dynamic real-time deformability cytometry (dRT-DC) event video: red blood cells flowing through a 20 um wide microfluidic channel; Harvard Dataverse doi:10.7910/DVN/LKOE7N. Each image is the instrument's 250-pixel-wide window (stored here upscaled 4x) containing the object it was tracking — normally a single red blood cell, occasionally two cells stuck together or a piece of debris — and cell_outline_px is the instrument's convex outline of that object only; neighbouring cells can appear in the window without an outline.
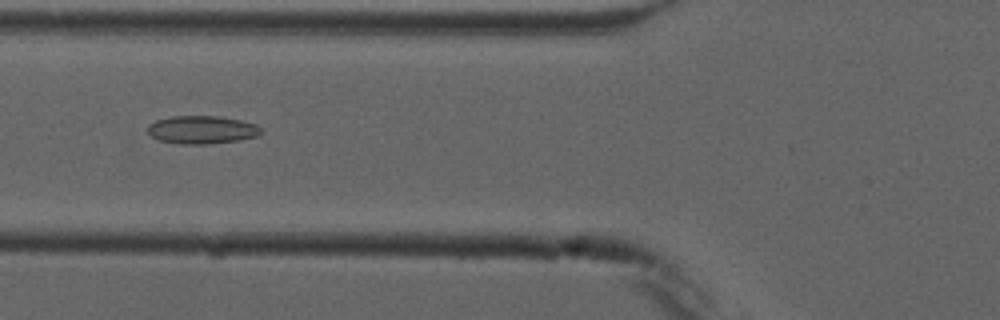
{"species": "common noctule bat (a hibernating species)", "species_latin": "Nyctalus noctula", "temperature_condition": "cold", "stored_images_in_passage": 6, "camera_frame_rate_fps": 3000, "um_per_image_px": 0.085, "animal": {"sex": "male", "forearm_length_mm": 52.5}, "frame": {"image": 1, "passage_image": 3, "time_ms": 2.333, "image_size_px": [1000, 320], "cell_outline_px": [[260, 132], [256, 136], [240, 140], [208, 144], [180, 144], [160, 140], [152, 136], [148, 132], [148, 124], [156, 120], [172, 116], [220, 116], [240, 120], [256, 124], [260, 128]], "centroid_in_image_um": [17.14, 11.02], "position_along_channel_um": 108.7, "area_um2": 18.44}}
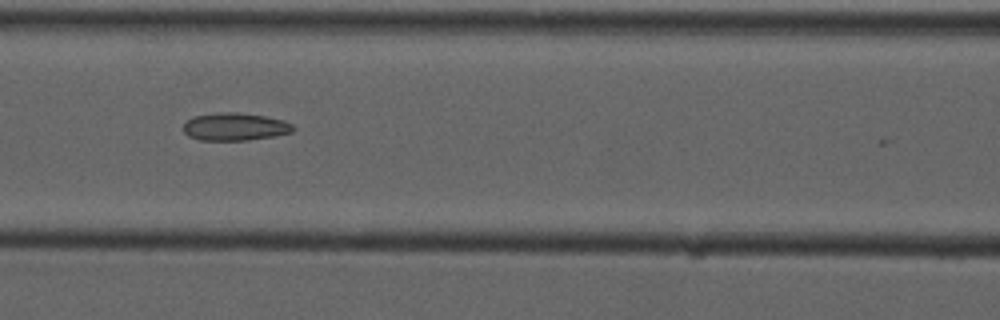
{"frame": {"image": 2, "passage_image": 4, "time_ms": 3.333, "image_size_px": [1000, 320], "cell_outline_px": [[296, 128], [292, 132], [272, 136], [248, 140], [200, 140], [188, 136], [184, 132], [184, 124], [188, 120], [196, 116], [216, 112], [236, 112], [264, 116], [280, 120], [292, 124]], "centroid_in_image_um": [19.96, 10.77], "position_along_channel_um": 146.6, "area_um2": 17.51}}
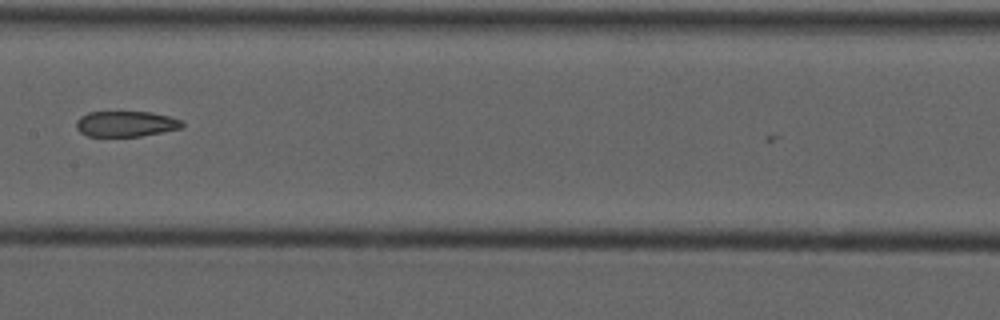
{"frame": {"image": 3, "passage_image": 5, "time_ms": 4.667, "image_size_px": [1000, 320], "cell_outline_px": [[184, 124], [180, 128], [140, 136], [88, 136], [80, 132], [76, 128], [76, 120], [80, 116], [88, 112], [152, 112], [172, 116], [180, 120]], "centroid_in_image_um": [10.67, 10.52], "position_along_channel_um": 196.7, "area_um2": 15.78}}